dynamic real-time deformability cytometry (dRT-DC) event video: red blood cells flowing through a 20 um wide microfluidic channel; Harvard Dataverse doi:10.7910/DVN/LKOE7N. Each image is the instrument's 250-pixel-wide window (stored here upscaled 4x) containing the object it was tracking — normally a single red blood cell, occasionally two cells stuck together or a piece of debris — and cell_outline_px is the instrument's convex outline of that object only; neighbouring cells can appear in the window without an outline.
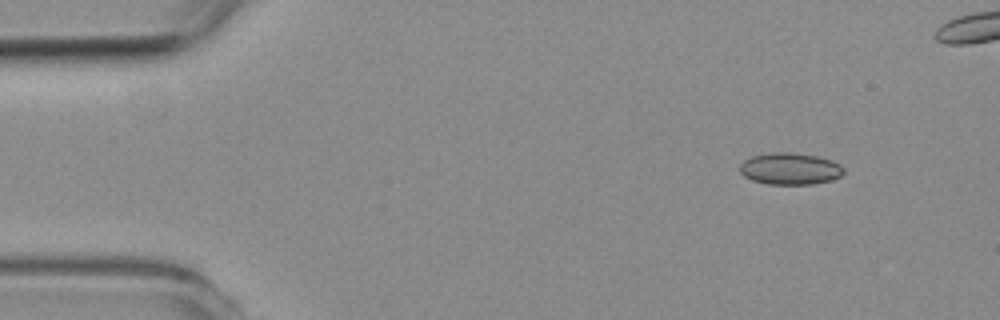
{"species": "common noctule bat (a hibernating species)", "species_latin": "Nyctalus noctula", "temperature_condition": "room temperature", "stored_images_in_passage": 50, "camera_frame_rate_fps": 3000, "um_per_image_px": 0.085, "animal": {"sex": "female", "body_mass_g": 19.3, "forearm_length_mm": 54.1}, "frame": {"image": 1, "passage_image": 1, "time_ms": 0.0, "image_size_px": [1000, 320], "cell_outline_px": [[844, 172], [840, 176], [832, 180], [812, 184], [768, 184], [752, 180], [744, 176], [740, 172], [740, 164], [744, 160], [752, 156], [768, 152], [792, 152], [816, 156], [832, 160], [840, 164], [844, 168]], "centroid_in_image_um": [67.15, 14.33], "position_along_channel_um": 17.8, "area_um2": 19.36}}
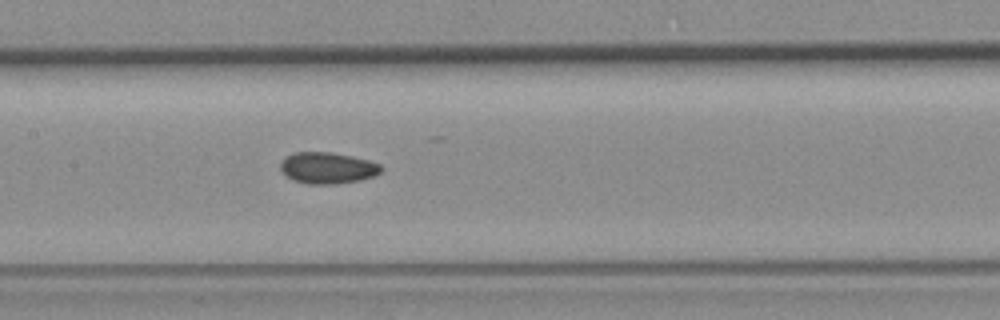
{"frame": {"image": 2, "passage_image": 21, "time_ms": 6.667, "image_size_px": [1000, 320], "cell_outline_px": [[384, 168], [376, 176], [360, 180], [336, 184], [308, 184], [292, 180], [280, 168], [280, 160], [284, 156], [292, 152], [332, 152], [352, 156], [368, 160], [380, 164]], "centroid_in_image_um": [27.84, 14.27], "position_along_channel_um": 179.6, "area_um2": 18.67}}
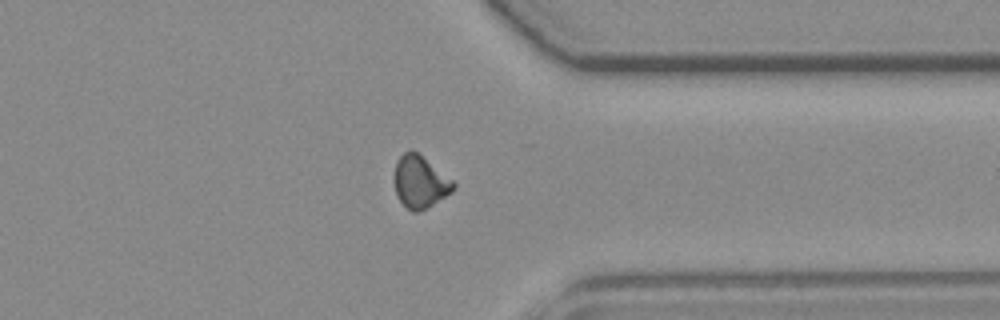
{"frame": {"image": 3, "passage_image": 37, "time_ms": 12.0, "image_size_px": [1000, 320], "cell_outline_px": [[456, 188], [452, 192], [432, 204], [416, 212], [412, 212], [400, 200], [396, 192], [392, 180], [392, 176], [396, 160], [404, 152], [412, 148], [452, 180], [456, 184]], "centroid_in_image_um": [35.66, 15.42], "position_along_channel_um": 375.7, "area_um2": 17.98}, "authors_computed_cell_mechanics": {"area_um2": 18.1492, "velocity_mm_per_s": 3.7863, "shape_relaxation_time_tau1_ms": null, "shape_relaxation_time_tau2_ms": 4.81, "deformation_change_tau1": null, "deformation_change_tau2": 0.075}}